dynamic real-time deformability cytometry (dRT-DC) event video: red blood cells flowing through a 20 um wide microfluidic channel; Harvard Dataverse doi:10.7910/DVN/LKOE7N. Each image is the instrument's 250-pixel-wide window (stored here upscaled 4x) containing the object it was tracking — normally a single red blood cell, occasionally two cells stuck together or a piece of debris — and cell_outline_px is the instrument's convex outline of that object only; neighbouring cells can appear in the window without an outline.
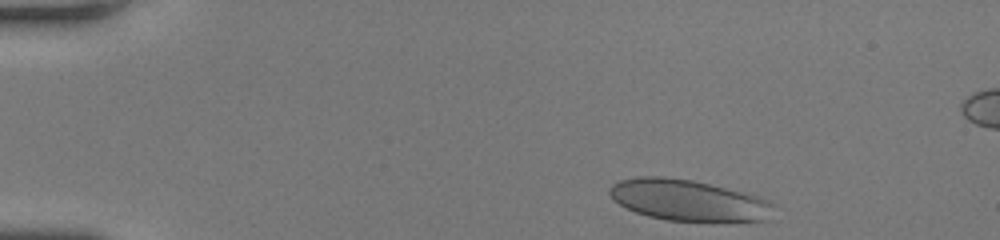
{"species": "human", "species_latin": "Homo sapiens", "temperature_condition": "room temperature", "stored_images_in_passage": 37, "camera_frame_rate_fps": 3000, "um_per_image_px": 0.085, "donor": {"sex": "female"}, "frame": {"image": 1, "passage_image": 1, "time_ms": 0.0, "image_size_px": [1000, 240], "cell_outline_px": [[776, 204], [772, 220], [728, 224], [712, 224], [668, 220], [648, 216], [636, 212], [612, 200], [608, 192], [608, 188], [612, 184], [620, 180], [636, 176], [664, 176], [692, 180], [760, 196]], "centroid_in_image_um": [58.62, 17.08], "position_along_channel_um": 26.4, "area_um2": 41.04}}
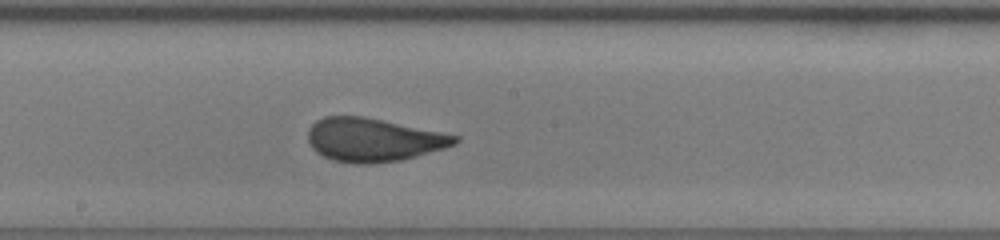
{"frame": {"image": 2, "passage_image": 22, "time_ms": 7.0, "image_size_px": [1000, 240], "cell_outline_px": [[460, 140], [456, 144], [444, 148], [400, 160], [372, 164], [352, 164], [332, 160], [316, 152], [312, 148], [308, 140], [308, 128], [316, 120], [324, 116], [364, 116], [460, 136]], "centroid_in_image_um": [31.7, 11.88], "position_along_channel_um": 216.5, "area_um2": 37.22}}
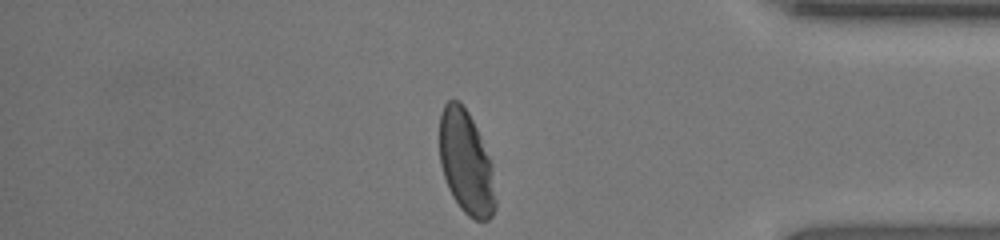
{"frame": {"image": 3, "passage_image": 37, "time_ms": 12.0, "image_size_px": [1000, 240], "cell_outline_px": [[496, 208], [492, 216], [488, 220], [476, 220], [468, 216], [460, 208], [452, 196], [448, 188], [440, 164], [440, 112], [444, 104], [448, 100], [460, 100], [468, 112], [480, 136], [488, 156], [492, 168], [496, 200]], "centroid_in_image_um": [39.61, 13.83], "position_along_channel_um": 395.6, "area_um2": 33.7}, "authors_computed_cell_mechanics": {"area_um2": 37.3966, "velocity_mm_per_s": 4.0184, "shape_relaxation_time_tau1_ms": 5.3024, "shape_relaxation_time_tau2_ms": null, "deformation_change_tau1": 0.1917, "deformation_change_tau2": null}}